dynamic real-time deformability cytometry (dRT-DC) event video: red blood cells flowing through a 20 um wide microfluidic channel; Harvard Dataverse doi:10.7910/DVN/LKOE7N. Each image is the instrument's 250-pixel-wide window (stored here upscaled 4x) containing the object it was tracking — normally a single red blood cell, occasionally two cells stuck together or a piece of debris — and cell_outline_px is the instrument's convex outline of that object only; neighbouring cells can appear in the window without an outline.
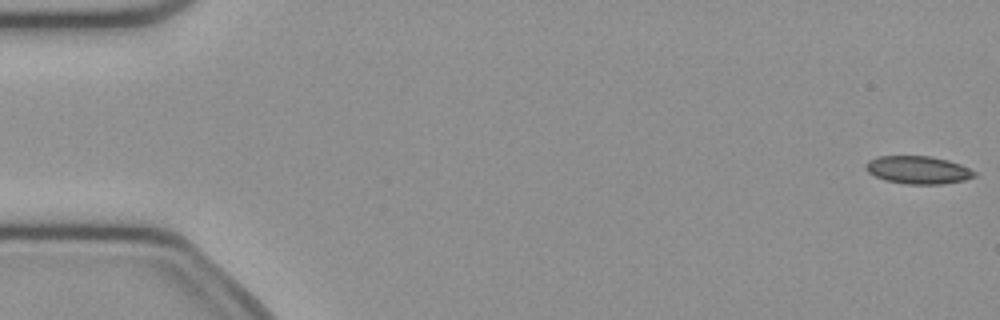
{"species": "common noctule bat (a hibernating species)", "species_latin": "Nyctalus noctula", "temperature_condition": "cold", "stored_images_in_passage": 10, "camera_frame_rate_fps": 3000, "um_per_image_px": 0.085, "animal": {"sex": "female", "body_mass_g": 21.9}, "frame": {"image": 1, "passage_image": 1, "time_ms": 0.0, "image_size_px": [1000, 320], "cell_outline_px": [[976, 176], [960, 180], [940, 184], [908, 184], [888, 180], [876, 176], [868, 172], [868, 160], [880, 156], [928, 156], [948, 160], [960, 164], [976, 172]], "centroid_in_image_um": [78.06, 14.43], "position_along_channel_um": 6.9, "area_um2": 17.11}}